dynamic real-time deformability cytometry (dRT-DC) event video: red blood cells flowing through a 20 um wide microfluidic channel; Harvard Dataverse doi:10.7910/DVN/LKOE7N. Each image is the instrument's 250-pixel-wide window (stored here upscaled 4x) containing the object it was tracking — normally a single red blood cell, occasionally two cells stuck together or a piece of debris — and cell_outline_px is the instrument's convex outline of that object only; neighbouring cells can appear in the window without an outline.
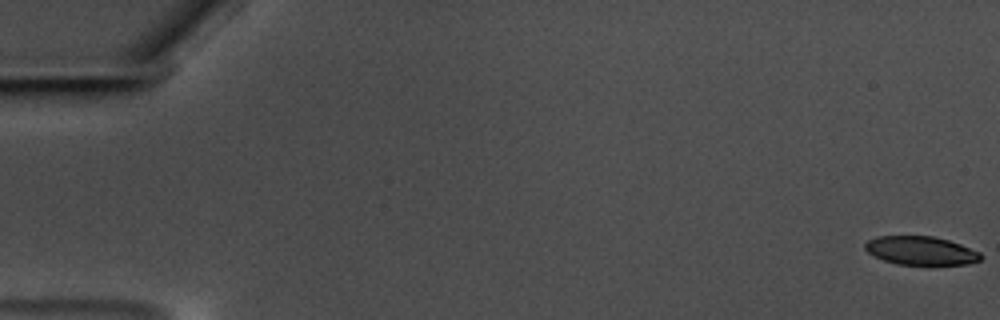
{"species": "common noctule bat (a hibernating species)", "species_latin": "Nyctalus noctula", "temperature_condition": "warm", "stored_images_in_passage": 60, "camera_frame_rate_fps": 3000, "um_per_image_px": 0.085, "animal": {"sex": "male", "body_mass_g": 17.5, "forearm_length_mm": 52.3}, "frame": {"image": 1, "passage_image": 1, "time_ms": 0.0, "image_size_px": [1000, 320], "cell_outline_px": [[984, 256], [980, 260], [968, 264], [928, 268], [896, 264], [872, 256], [864, 248], [864, 244], [868, 240], [876, 236], [932, 236], [948, 240], [960, 244], [980, 252]], "centroid_in_image_um": [78.3, 21.36], "position_along_channel_um": 6.7, "area_um2": 20.29}}
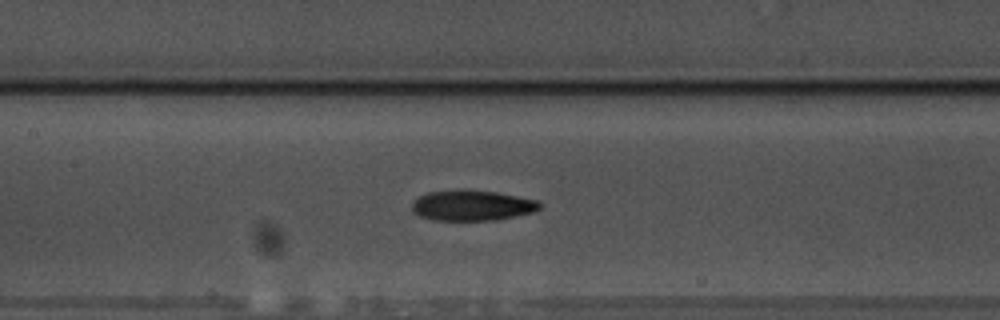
{"frame": {"image": 2, "passage_image": 29, "time_ms": 9.333, "image_size_px": [1000, 320], "cell_outline_px": [[540, 208], [532, 212], [516, 216], [496, 220], [432, 220], [420, 216], [412, 212], [412, 204], [420, 196], [428, 192], [456, 188], [496, 192], [536, 200], [540, 204]], "centroid_in_image_um": [40.08, 17.45], "position_along_channel_um": 167.3, "area_um2": 22.77}}
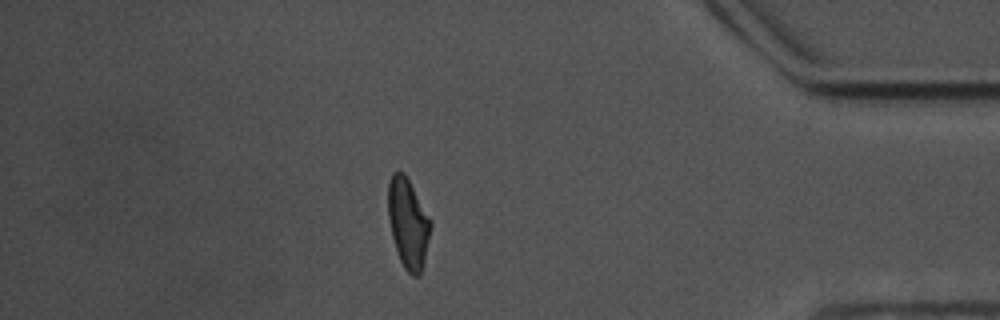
{"frame": {"image": 3, "passage_image": 52, "time_ms": 17.0, "image_size_px": [1000, 320], "cell_outline_px": [[432, 224], [424, 260], [420, 276], [412, 276], [404, 268], [400, 260], [392, 236], [388, 220], [388, 184], [392, 172], [404, 172], [432, 220]], "centroid_in_image_um": [34.69, 18.97], "position_along_channel_um": 400.5, "area_um2": 22.25}, "authors_computed_cell_mechanics": {"area_um2": 22.0218, "velocity_mm_per_s": 3.5004, "shape_relaxation_time_tau1_ms": 5.43, "shape_relaxation_time_tau2_ms": 5.3215, "deformation_change_tau1": 0.1696, "deformation_change_tau2": 0.1289}}